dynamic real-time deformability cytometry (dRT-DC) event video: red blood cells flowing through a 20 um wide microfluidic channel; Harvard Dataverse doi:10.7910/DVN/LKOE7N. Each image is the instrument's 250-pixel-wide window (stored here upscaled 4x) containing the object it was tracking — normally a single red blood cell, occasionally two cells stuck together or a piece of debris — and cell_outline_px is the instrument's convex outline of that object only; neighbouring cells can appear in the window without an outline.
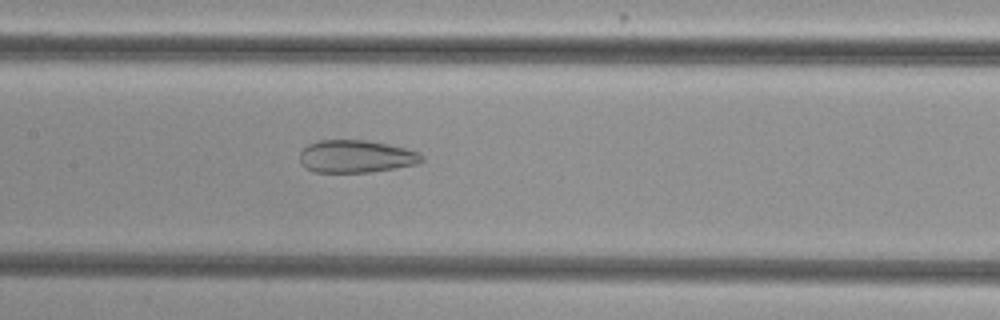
{"species": "common noctule bat (a hibernating species)", "species_latin": "Nyctalus noctula", "temperature_condition": "cold", "stored_images_in_passage": 53, "camera_frame_rate_fps": 3000, "um_per_image_px": 0.085, "animal": {"sex": "female", "body_mass_g": 29.2, "forearm_length_mm": 56.3}, "frame": {"image": 1, "passage_image": 26, "time_ms": 8.333, "image_size_px": [1000, 320], "cell_outline_px": [[424, 160], [420, 164], [372, 172], [316, 172], [304, 168], [300, 164], [300, 152], [308, 144], [316, 140], [368, 140], [388, 144], [420, 152], [424, 156]], "centroid_in_image_um": [30.28, 13.3], "position_along_channel_um": 177.1, "area_um2": 23.52}}
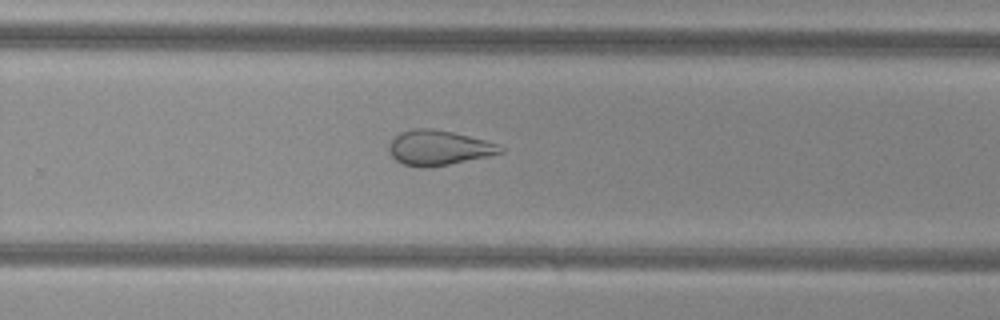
{"frame": {"image": 2, "passage_image": 35, "time_ms": 11.333, "image_size_px": [1000, 320], "cell_outline_px": [[508, 148], [504, 152], [488, 156], [448, 164], [420, 168], [400, 164], [388, 152], [388, 144], [400, 132], [416, 128], [432, 128], [452, 132], [500, 144]], "centroid_in_image_um": [37.29, 12.56], "position_along_channel_um": 292.5, "area_um2": 22.77}}
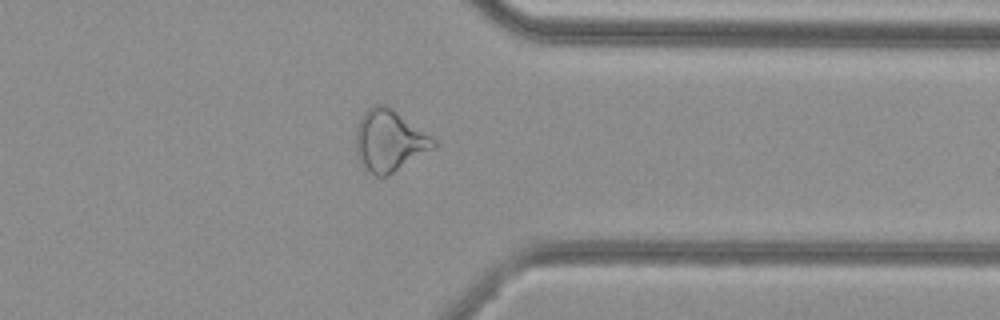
{"frame": {"image": 3, "passage_image": 42, "time_ms": 13.667, "image_size_px": [1000, 320], "cell_outline_px": [[436, 144], [432, 148], [388, 176], [376, 176], [364, 172], [356, 152], [356, 128], [364, 112], [372, 104], [384, 104], [392, 108], [432, 136], [436, 140]], "centroid_in_image_um": [33.05, 11.96], "position_along_channel_um": 378.3, "area_um2": 27.86}, "authors_computed_cell_mechanics": {"area_um2": 29.8826, "velocity_mm_per_s": 3.8633, "shape_relaxation_time_tau1_ms": null, "shape_relaxation_time_tau2_ms": 2.1665, "deformation_change_tau1": null, "deformation_change_tau2": 0.1055}}